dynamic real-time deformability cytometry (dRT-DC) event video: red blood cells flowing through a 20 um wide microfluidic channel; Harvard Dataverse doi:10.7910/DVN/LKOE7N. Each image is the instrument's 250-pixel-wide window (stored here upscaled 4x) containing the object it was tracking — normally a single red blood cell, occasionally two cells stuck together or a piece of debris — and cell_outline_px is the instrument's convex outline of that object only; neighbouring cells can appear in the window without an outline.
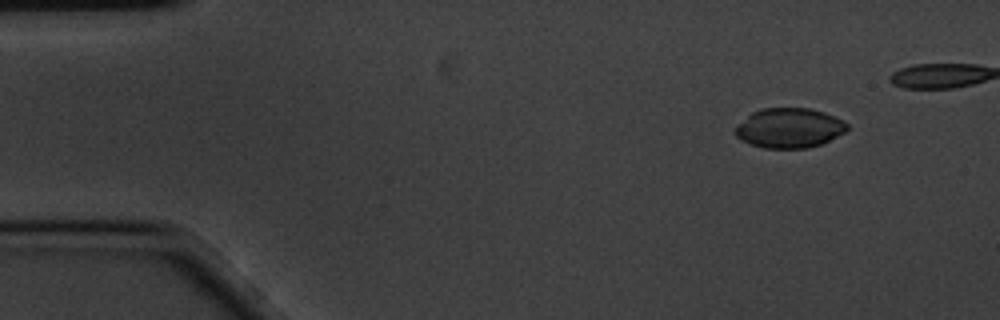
{"species": "common noctule bat (a hibernating species)", "species_latin": "Nyctalus noctula", "temperature_condition": "cold", "stored_images_in_passage": 4, "camera_frame_rate_fps": 3000, "um_per_image_px": 0.085, "animal": {"sex": "male", "body_mass_g": 20.1, "forearm_length_mm": 53.5}, "frame": {"image": 1, "passage_image": 1, "time_ms": 0.0, "image_size_px": [1000, 320], "cell_outline_px": [[848, 128], [844, 132], [820, 144], [808, 148], [764, 148], [740, 140], [732, 132], [732, 128], [736, 124], [752, 112], [764, 108], [808, 108], [824, 112], [844, 120], [848, 124]], "centroid_in_image_um": [67.03, 10.87], "position_along_channel_um": 18.0, "area_um2": 26.07}}